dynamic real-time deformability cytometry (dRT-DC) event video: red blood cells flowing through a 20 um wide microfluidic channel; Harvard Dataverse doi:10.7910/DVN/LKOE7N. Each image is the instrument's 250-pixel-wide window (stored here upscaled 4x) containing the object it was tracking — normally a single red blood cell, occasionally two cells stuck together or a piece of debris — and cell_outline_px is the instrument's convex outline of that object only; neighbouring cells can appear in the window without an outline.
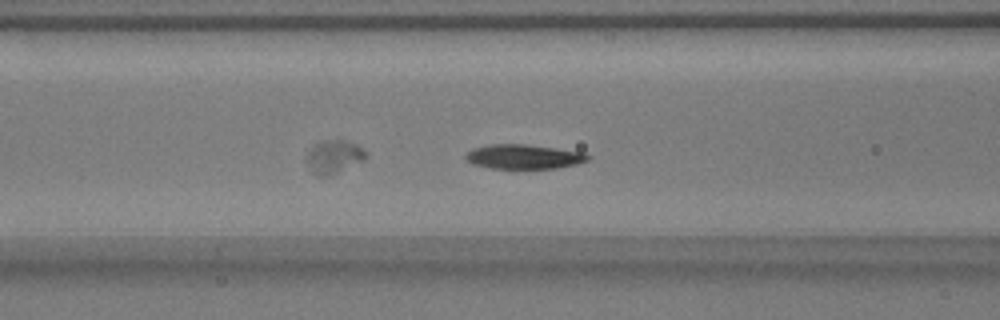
{"species": "common noctule bat (a hibernating species)", "species_latin": "Nyctalus noctula", "temperature_condition": "warm", "stored_images_in_passage": 31, "camera_frame_rate_fps": 3000, "um_per_image_px": 0.085, "animal": {"sex": "male", "body_mass_g": 17.9}, "frame": {"image": 1, "passage_image": 7, "time_ms": 2.0, "image_size_px": [1000, 320], "cell_outline_px": [[592, 156], [588, 160], [576, 164], [556, 168], [492, 168], [472, 164], [464, 156], [472, 148], [488, 144], [528, 144], [584, 152]], "centroid_in_image_um": [44.53, 13.3], "position_along_channel_um": 122.1, "area_um2": 17.46}}
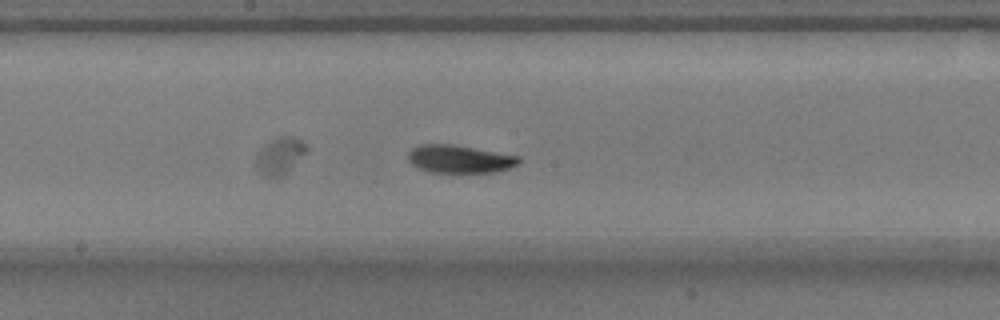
{"frame": {"image": 2, "passage_image": 14, "time_ms": 4.333, "image_size_px": [1000, 320], "cell_outline_px": [[520, 160], [516, 164], [508, 168], [492, 172], [428, 172], [412, 164], [408, 160], [408, 152], [412, 148], [420, 144], [452, 144], [520, 156]], "centroid_in_image_um": [39.02, 13.51], "position_along_channel_um": 209.2, "area_um2": 17.8}}
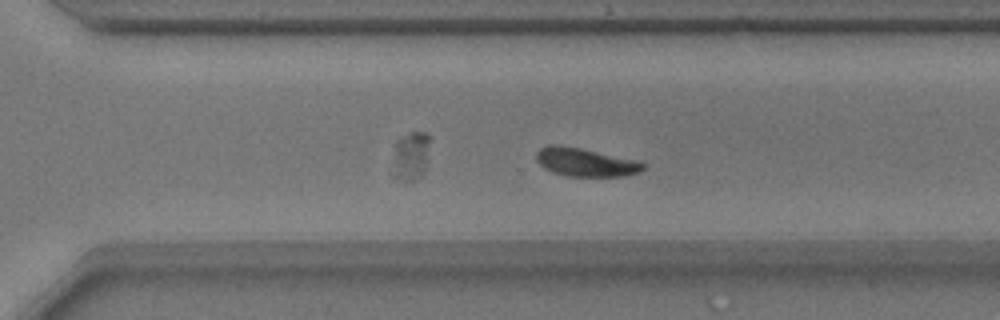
{"frame": {"image": 3, "passage_image": 23, "time_ms": 7.333, "image_size_px": [1000, 320], "cell_outline_px": [[644, 168], [640, 172], [624, 176], [568, 176], [552, 172], [544, 168], [536, 160], [536, 152], [540, 148], [548, 144], [556, 144], [580, 148], [640, 160], [644, 164]], "centroid_in_image_um": [49.76, 13.78], "position_along_channel_um": 320.8, "area_um2": 17.8}, "authors_computed_cell_mechanics": {"area_um2": 18.0336, "velocity_mm_per_s": 3.7349, "shape_relaxation_time_tau1_ms": 3.1495, "shape_relaxation_time_tau2_ms": 3.8865, "deformation_change_tau1": 0.1509, "deformation_change_tau2": 0.0548}}